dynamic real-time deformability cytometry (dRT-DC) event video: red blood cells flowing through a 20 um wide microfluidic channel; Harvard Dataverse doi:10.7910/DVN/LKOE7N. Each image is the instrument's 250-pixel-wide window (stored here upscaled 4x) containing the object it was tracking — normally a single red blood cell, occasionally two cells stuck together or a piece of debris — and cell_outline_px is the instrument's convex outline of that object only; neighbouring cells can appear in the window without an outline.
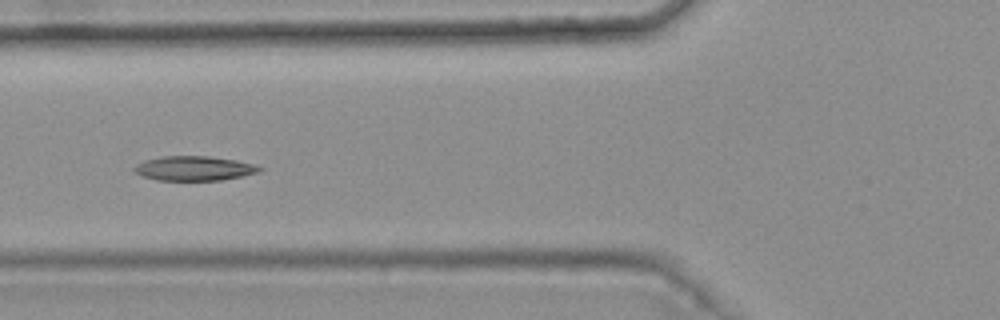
{"species": "common noctule bat (a hibernating species)", "species_latin": "Nyctalus noctula", "temperature_condition": "warm", "stored_images_in_passage": 5, "camera_frame_rate_fps": 3000, "um_per_image_px": 0.085, "animal": {"sex": "female", "body_mass_g": 25.1}, "frame": {"image": 1, "passage_image": 3, "time_ms": 0.667, "image_size_px": [1000, 320], "cell_outline_px": [[264, 168], [260, 172], [220, 180], [156, 180], [144, 176], [136, 172], [132, 168], [136, 164], [144, 160], [160, 156], [208, 156], [236, 160], [252, 164]], "centroid_in_image_um": [16.48, 14.3], "position_along_channel_um": 109.3, "area_um2": 17.8}}
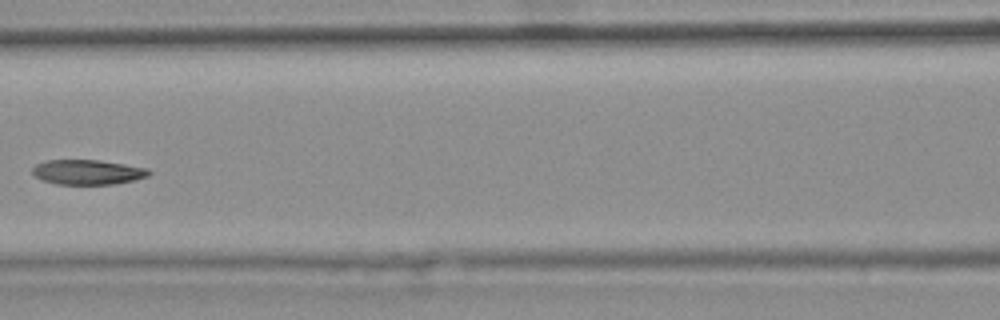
{"frame": {"image": 2, "passage_image": 4, "time_ms": 1.0, "image_size_px": [1000, 320], "cell_outline_px": [[152, 172], [148, 176], [136, 180], [116, 184], [56, 184], [44, 180], [36, 176], [32, 172], [32, 168], [36, 164], [44, 160], [100, 160], [148, 168]], "centroid_in_image_um": [7.48, 14.63], "position_along_channel_um": 159.1, "area_um2": 16.94}}